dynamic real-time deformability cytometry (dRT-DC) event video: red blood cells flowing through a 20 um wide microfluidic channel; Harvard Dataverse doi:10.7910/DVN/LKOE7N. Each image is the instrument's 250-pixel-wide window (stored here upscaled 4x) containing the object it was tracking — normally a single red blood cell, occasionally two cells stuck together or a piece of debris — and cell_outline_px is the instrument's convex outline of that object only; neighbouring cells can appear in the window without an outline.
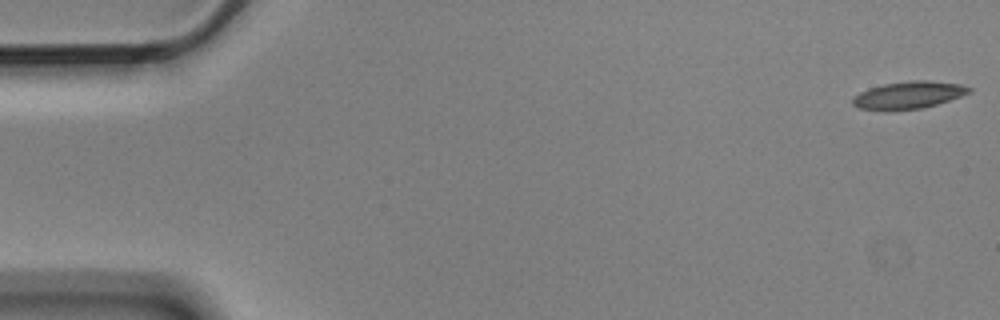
{"species": "Egyptian fruit bat (a non-hibernating species)", "species_latin": "Rousettus aegyptiacus", "temperature_condition": "cold", "stored_images_in_passage": 5, "camera_frame_rate_fps": 3000, "um_per_image_px": 0.085, "animal": {"sex": "male"}, "frame": {"image": 1, "passage_image": 1, "time_ms": 0.0, "image_size_px": [1000, 320], "cell_outline_px": [[972, 92], [924, 108], [892, 112], [884, 112], [860, 108], [852, 104], [852, 96], [868, 88], [884, 84], [908, 80], [928, 80], [960, 84], [972, 88]], "centroid_in_image_um": [77.17, 8.1], "position_along_channel_um": 7.8, "area_um2": 19.02}}
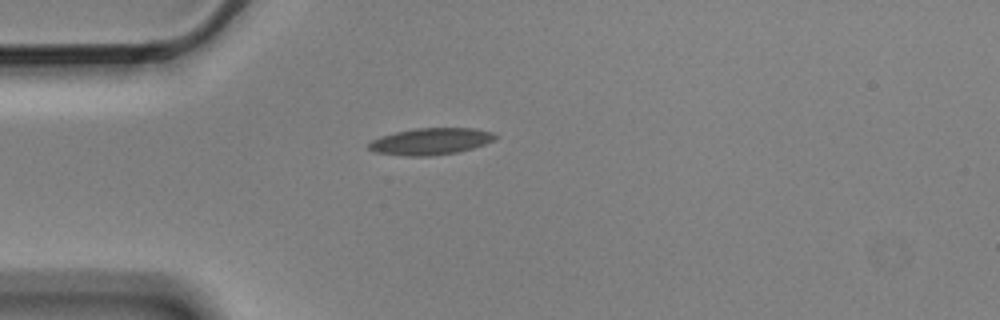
{"frame": {"image": 2, "passage_image": 5, "time_ms": 1.333, "image_size_px": [1000, 320], "cell_outline_px": [[496, 140], [472, 148], [456, 152], [428, 156], [404, 156], [372, 152], [368, 148], [368, 144], [372, 140], [380, 136], [396, 132], [416, 128], [472, 128], [492, 132], [496, 136]], "centroid_in_image_um": [36.57, 12.02], "position_along_channel_um": 48.4, "area_um2": 19.65}}